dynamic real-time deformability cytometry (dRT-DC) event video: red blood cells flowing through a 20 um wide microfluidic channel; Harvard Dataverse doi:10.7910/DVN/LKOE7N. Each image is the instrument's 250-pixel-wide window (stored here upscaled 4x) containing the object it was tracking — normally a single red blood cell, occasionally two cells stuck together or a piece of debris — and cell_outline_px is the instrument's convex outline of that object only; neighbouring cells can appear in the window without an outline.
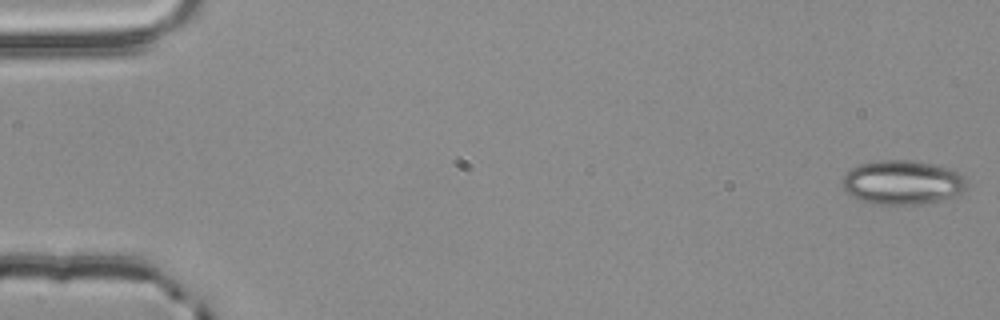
{"species": "common noctule bat (a hibernating species)", "species_latin": "Nyctalus noctula", "temperature_condition": "room temperature", "stored_images_in_passage": 55, "camera_frame_rate_fps": 3000, "um_per_image_px": 0.085, "animal": {"sex": "male", "body_mass_g": 20.4}, "frame": {"image": 1, "passage_image": 1, "time_ms": 0.0, "image_size_px": [1000, 320], "cell_outline_px": [[964, 192], [944, 200], [920, 204], [876, 204], [860, 200], [852, 196], [844, 188], [840, 180], [852, 168], [860, 164], [872, 160], [908, 160], [952, 168], [964, 176]], "centroid_in_image_um": [76.7, 15.5], "position_along_channel_um": 8.3, "area_um2": 32.02}}
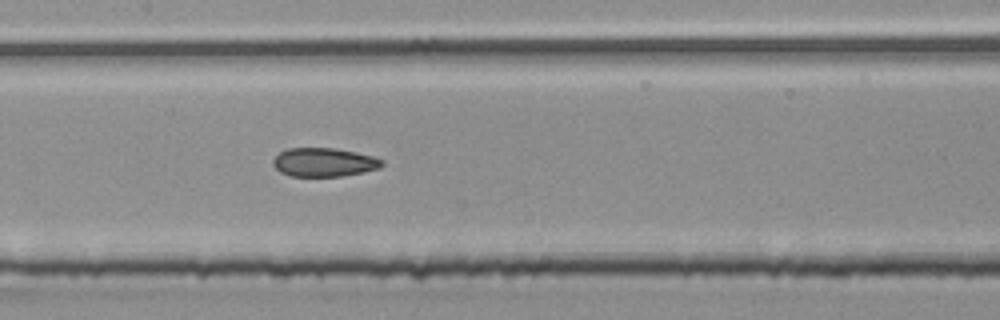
{"frame": {"image": 2, "passage_image": 27, "time_ms": 8.667, "image_size_px": [1000, 320], "cell_outline_px": [[384, 164], [380, 168], [340, 176], [288, 176], [280, 172], [272, 164], [272, 160], [280, 152], [288, 148], [336, 148], [356, 152], [372, 156], [384, 160]], "centroid_in_image_um": [27.52, 13.79], "position_along_channel_um": 179.9, "area_um2": 18.21}}
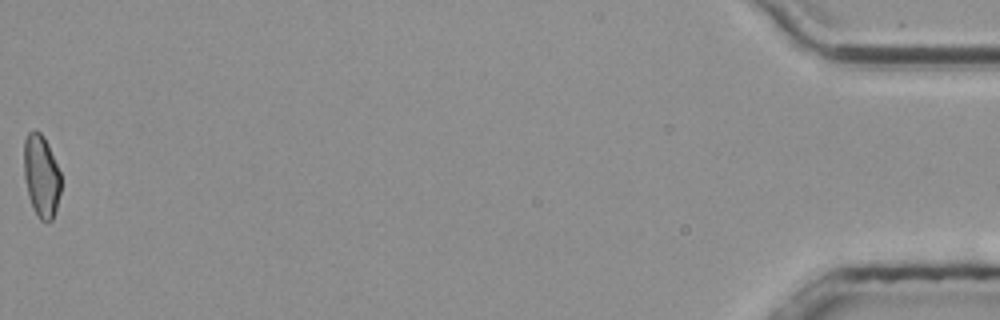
{"frame": {"image": 3, "passage_image": 55, "time_ms": 18.0, "image_size_px": [1000, 320], "cell_outline_px": [[60, 192], [56, 208], [52, 220], [40, 220], [36, 216], [32, 208], [28, 196], [24, 176], [24, 140], [28, 132], [40, 132], [44, 136], [48, 144], [60, 172]], "centroid_in_image_um": [3.49, 14.97], "position_along_channel_um": 431.7, "area_um2": 17.69}, "authors_computed_cell_mechanics": {"area_um2": 18.7272, "velocity_mm_per_s": 3.837, "shape_relaxation_time_tau1_ms": null, "shape_relaxation_time_tau2_ms": 2.7623, "deformation_change_tau1": null, "deformation_change_tau2": 0.0972}}